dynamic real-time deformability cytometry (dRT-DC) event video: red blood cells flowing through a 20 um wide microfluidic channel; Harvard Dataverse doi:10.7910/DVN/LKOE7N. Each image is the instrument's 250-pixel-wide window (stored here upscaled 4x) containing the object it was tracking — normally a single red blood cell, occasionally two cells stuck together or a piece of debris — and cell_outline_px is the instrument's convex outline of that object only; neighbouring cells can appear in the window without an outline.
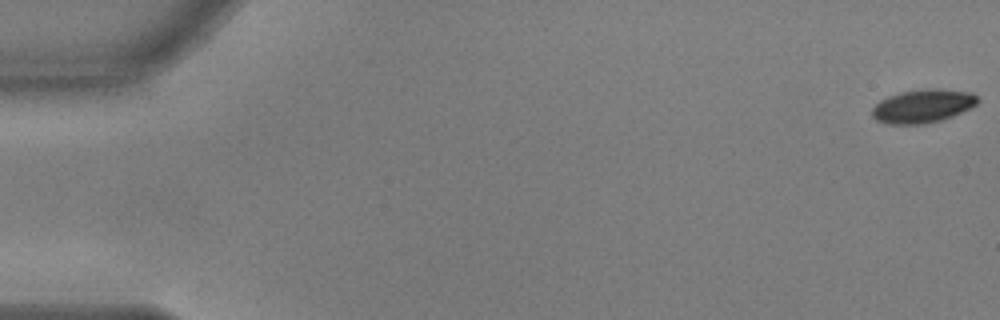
{"species": "common noctule bat (a hibernating species)", "species_latin": "Nyctalus noctula", "temperature_condition": "warm", "stored_images_in_passage": 56, "camera_frame_rate_fps": 3000, "um_per_image_px": 0.085, "animal": {"sex": "male", "body_mass_g": 17.9, "forearm_length_mm": 54.2}, "frame": {"image": 1, "passage_image": 1, "time_ms": 0.0, "image_size_px": [1000, 320], "cell_outline_px": [[980, 100], [976, 104], [952, 116], [940, 120], [924, 124], [888, 124], [876, 120], [872, 116], [872, 108], [880, 100], [888, 96], [900, 92], [924, 88], [936, 88], [972, 92], [980, 96]], "centroid_in_image_um": [78.44, 9.0], "position_along_channel_um": 6.6, "area_um2": 20.69}}
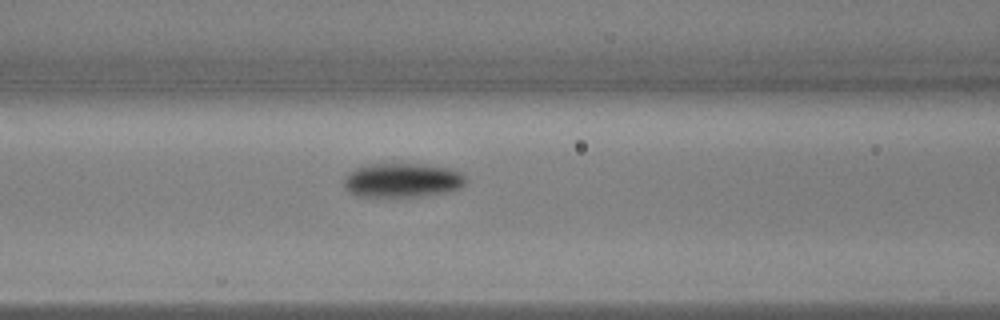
{"frame": {"image": 2, "passage_image": 24, "time_ms": 7.667, "image_size_px": [1000, 320], "cell_outline_px": [[468, 180], [460, 188], [444, 192], [420, 196], [356, 196], [348, 192], [344, 188], [344, 176], [348, 172], [356, 168], [368, 164], [428, 164], [452, 168], [460, 172]], "centroid_in_image_um": [34.18, 15.31], "position_along_channel_um": 132.4, "area_um2": 24.45}}
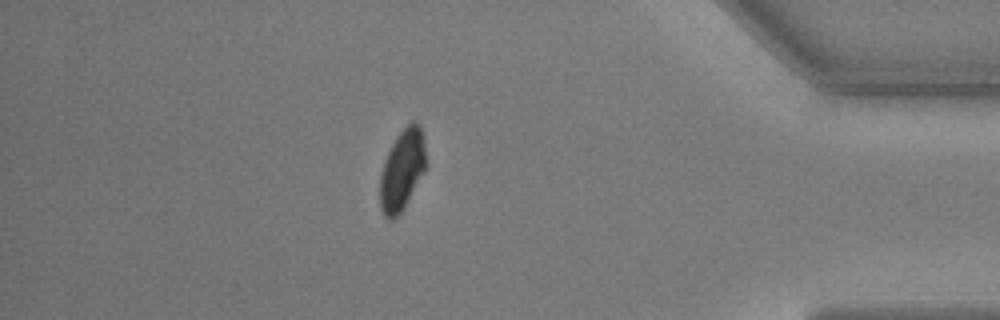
{"frame": {"image": 3, "passage_image": 49, "time_ms": 16.0, "image_size_px": [1000, 320], "cell_outline_px": [[424, 172], [404, 208], [392, 220], [388, 220], [384, 216], [380, 208], [380, 176], [384, 160], [396, 136], [412, 120], [416, 120], [420, 124], [424, 144]], "centroid_in_image_um": [34.16, 14.45], "position_along_channel_um": 401.0, "area_um2": 21.44}, "authors_computed_cell_mechanics": {"area_um2": 22.4264, "velocity_mm_per_s": 3.6599, "shape_relaxation_time_tau1_ms": 3.6474, "shape_relaxation_time_tau2_ms": null, "deformation_change_tau1": 0.1232, "deformation_change_tau2": null}}